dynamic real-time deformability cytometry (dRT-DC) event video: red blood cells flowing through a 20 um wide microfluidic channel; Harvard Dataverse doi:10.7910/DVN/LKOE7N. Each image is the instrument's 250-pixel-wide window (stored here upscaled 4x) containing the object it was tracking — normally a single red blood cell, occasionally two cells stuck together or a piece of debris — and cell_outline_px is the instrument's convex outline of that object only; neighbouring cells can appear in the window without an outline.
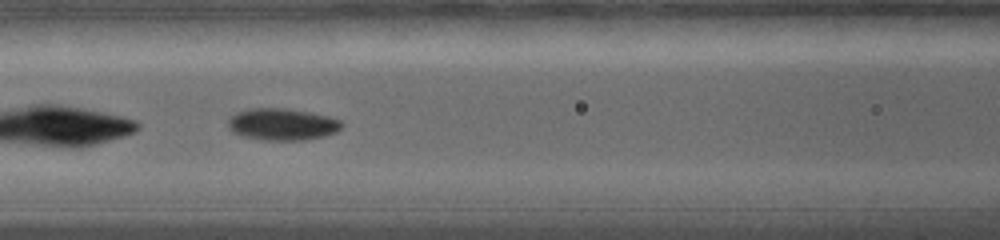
{"species": "common noctule bat (a hibernating species)", "species_latin": "Nyctalus noctula", "temperature_condition": "warm", "stored_images_in_passage": 20, "camera_frame_rate_fps": 5000, "um_per_image_px": 0.085, "animal": {"sex": "female", "body_mass_g": 19.0, "forearm_length_mm": 56.7}, "frame": {"image": 1, "passage_image": 13, "time_ms": 2.4, "image_size_px": [1000, 240], "cell_outline_px": [[344, 124], [336, 132], [324, 136], [304, 140], [260, 140], [244, 136], [232, 132], [228, 128], [228, 116], [236, 112], [248, 108], [284, 108], [308, 112], [328, 116], [340, 120]], "centroid_in_image_um": [23.94, 10.56], "position_along_channel_um": 142.7, "area_um2": 21.27}}
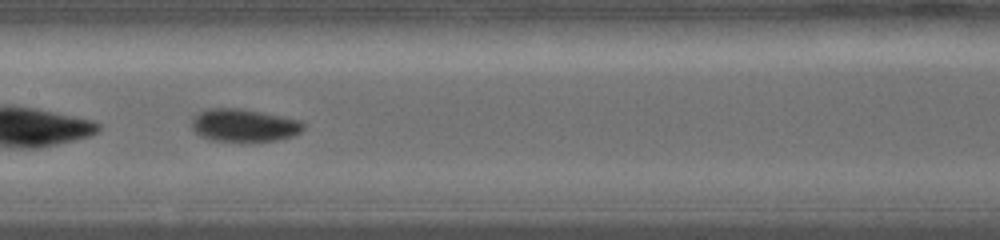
{"frame": {"image": 2, "passage_image": 19, "time_ms": 3.6, "image_size_px": [1000, 240], "cell_outline_px": [[304, 128], [300, 132], [292, 136], [276, 140], [212, 140], [200, 136], [192, 128], [192, 116], [208, 108], [240, 108], [300, 120], [304, 124]], "centroid_in_image_um": [20.71, 10.63], "position_along_channel_um": 186.7, "area_um2": 20.92}}